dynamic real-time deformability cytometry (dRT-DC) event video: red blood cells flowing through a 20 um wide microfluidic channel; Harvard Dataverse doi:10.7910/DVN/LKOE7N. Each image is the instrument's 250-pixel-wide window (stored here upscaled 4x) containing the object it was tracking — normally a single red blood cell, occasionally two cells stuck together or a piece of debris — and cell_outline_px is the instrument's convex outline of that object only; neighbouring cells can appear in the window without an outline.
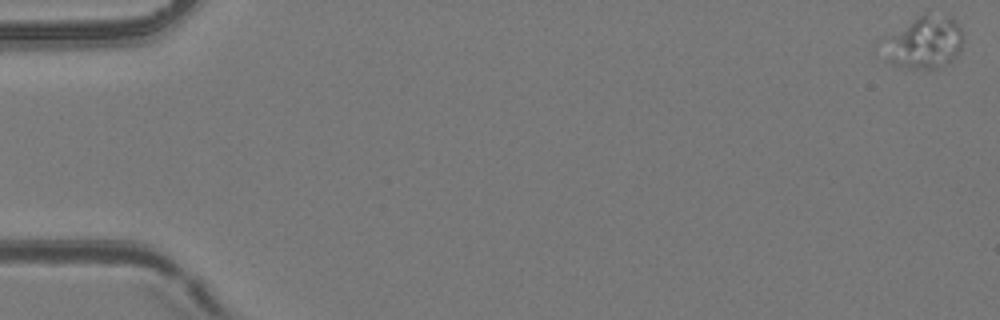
{"species": "common noctule bat (a hibernating species)", "species_latin": "Nyctalus noctula", "temperature_condition": "room temperature", "stored_images_in_passage": 7, "camera_frame_rate_fps": 3000, "um_per_image_px": 0.085, "animal": {"sex": "female", "body_mass_g": 24.6, "forearm_length_mm": 56.2}, "frame": {"image": 1, "passage_image": 1, "time_ms": 0.0, "image_size_px": [1000, 320], "cell_outline_px": [[964, 40], [956, 56], [952, 60], [936, 68], [908, 68], [892, 64], [892, 36], [920, 16], [952, 16], [956, 20], [964, 36]], "centroid_in_image_um": [78.81, 3.62], "position_along_channel_um": 6.2, "area_um2": 22.14}}
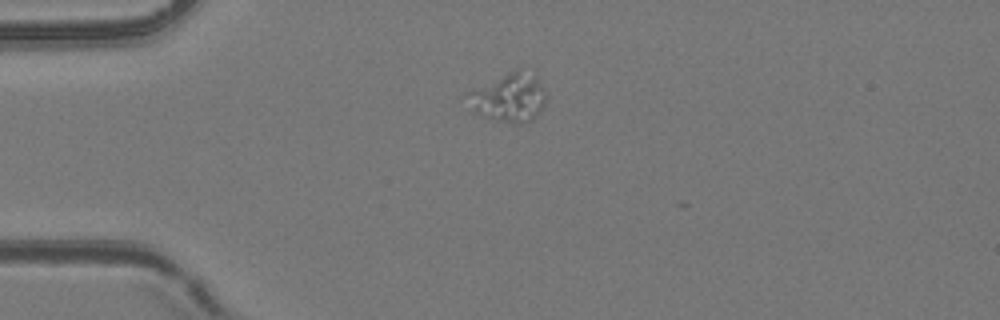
{"frame": {"image": 2, "passage_image": 5, "time_ms": 4.667, "image_size_px": [1000, 320], "cell_outline_px": [[544, 104], [540, 112], [532, 120], [520, 124], [516, 124], [496, 120], [480, 116], [472, 112], [464, 92], [516, 68], [520, 68], [536, 76], [540, 84], [544, 96]], "centroid_in_image_um": [43.19, 8.3], "position_along_channel_um": 41.8, "area_um2": 22.48}}